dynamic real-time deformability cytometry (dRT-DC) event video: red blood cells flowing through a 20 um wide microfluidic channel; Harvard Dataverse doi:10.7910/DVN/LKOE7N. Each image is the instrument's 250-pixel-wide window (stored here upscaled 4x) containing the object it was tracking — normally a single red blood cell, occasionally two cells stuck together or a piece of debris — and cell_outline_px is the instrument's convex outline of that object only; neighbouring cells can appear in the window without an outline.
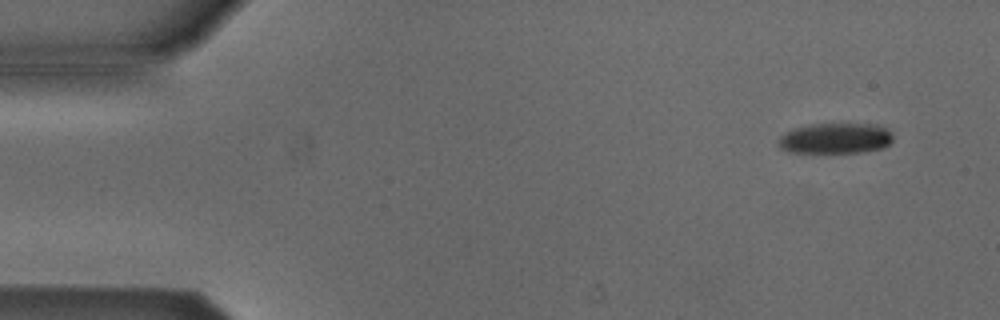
{"species": "Egyptian fruit bat (a non-hibernating species)", "species_latin": "Rousettus aegyptiacus", "temperature_condition": "cold", "stored_images_in_passage": 4, "segment_of_instrument_passage": [2, 2], "camera_frame_rate_fps": 3000, "um_per_image_px": 0.085, "animal": {"sex": "male"}, "frame": {"image": 1, "passage_image": 4, "time_ms": 3.667, "image_size_px": [1000, 320], "cell_outline_px": [[892, 140], [888, 144], [880, 148], [860, 152], [788, 152], [780, 148], [780, 136], [796, 128], [812, 124], [876, 124], [888, 128], [892, 132]], "centroid_in_image_um": [71.06, 11.75], "position_along_channel_um": 13.9, "area_um2": 20.11}}